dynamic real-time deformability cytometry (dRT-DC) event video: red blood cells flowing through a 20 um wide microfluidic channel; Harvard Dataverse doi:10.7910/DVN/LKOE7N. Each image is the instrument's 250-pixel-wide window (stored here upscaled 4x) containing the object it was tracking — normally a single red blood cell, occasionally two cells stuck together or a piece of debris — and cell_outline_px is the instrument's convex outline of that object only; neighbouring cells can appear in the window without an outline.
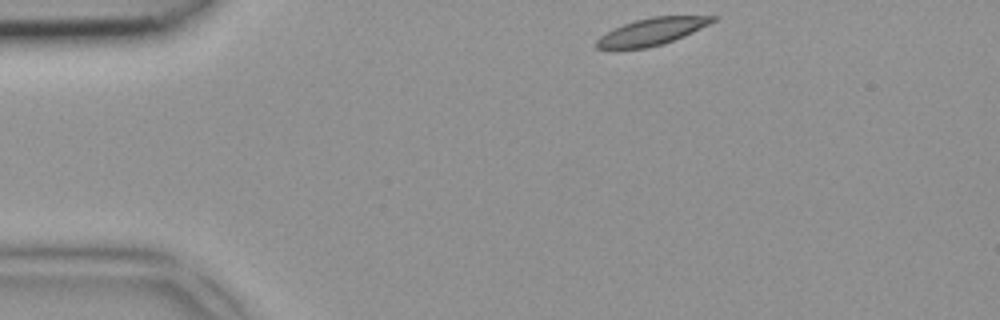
{"species": "common noctule bat (a hibernating species)", "species_latin": "Nyctalus noctula", "temperature_condition": "room temperature", "stored_images_in_passage": 3, "camera_frame_rate_fps": 3000, "um_per_image_px": 0.085, "animal": {"sex": "female", "body_mass_g": 18.4}, "frame": {"image": 1, "passage_image": 1, "time_ms": 0.0, "image_size_px": [1000, 320], "cell_outline_px": [[720, 16], [716, 20], [684, 36], [664, 44], [648, 48], [596, 48], [596, 40], [600, 36], [624, 24], [636, 20], [652, 16]], "centroid_in_image_um": [55.44, 2.68], "position_along_channel_um": 29.6, "area_um2": 17.98}}
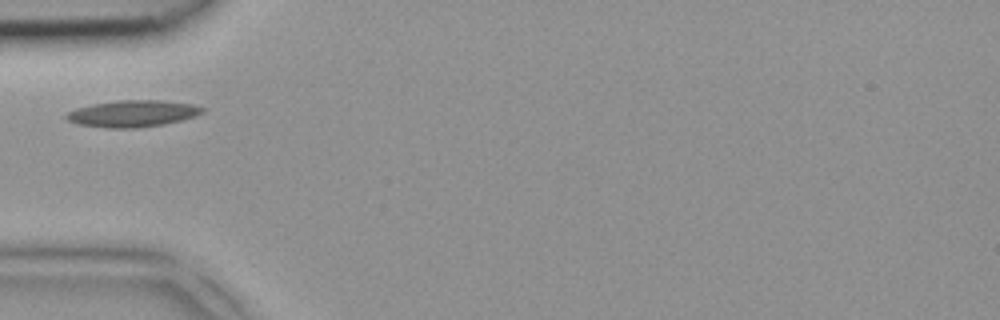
{"frame": {"image": 2, "passage_image": 3, "time_ms": 0.667, "image_size_px": [1000, 320], "cell_outline_px": [[204, 112], [196, 116], [164, 124], [136, 128], [108, 128], [80, 124], [68, 120], [64, 116], [68, 112], [76, 108], [92, 104], [116, 100], [160, 100], [192, 104], [204, 108]], "centroid_in_image_um": [11.28, 9.65], "position_along_channel_um": 73.7, "area_um2": 21.04}}